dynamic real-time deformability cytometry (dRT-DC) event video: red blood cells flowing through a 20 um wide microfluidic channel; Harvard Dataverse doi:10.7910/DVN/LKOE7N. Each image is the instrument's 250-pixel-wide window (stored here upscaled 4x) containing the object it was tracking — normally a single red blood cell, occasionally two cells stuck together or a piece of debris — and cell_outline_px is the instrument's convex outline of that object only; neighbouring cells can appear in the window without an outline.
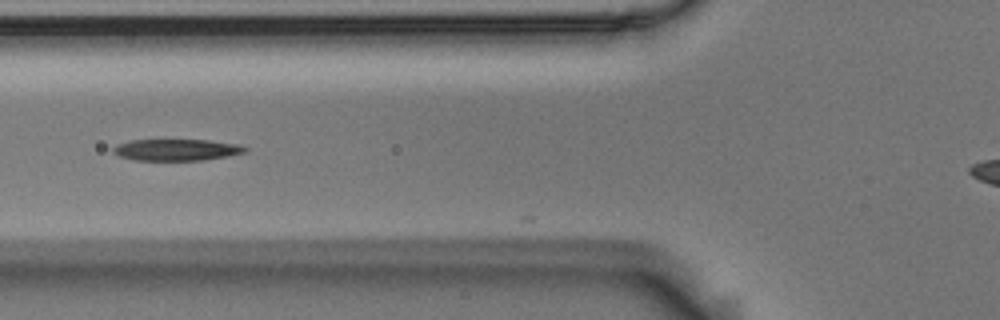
{"species": "Egyptian fruit bat (a non-hibernating species)", "species_latin": "Rousettus aegyptiacus", "temperature_condition": "room temperature", "stored_images_in_passage": 41, "camera_frame_rate_fps": 3000, "um_per_image_px": 0.085, "animal": {"sex": "male"}, "frame": {"image": 1, "passage_image": 12, "time_ms": 3.667, "image_size_px": [1000, 320], "cell_outline_px": [[248, 148], [244, 152], [228, 156], [200, 160], [136, 160], [120, 156], [112, 152], [112, 148], [116, 144], [128, 140], [208, 140], [240, 144]], "centroid_in_image_um": [14.98, 12.72], "position_along_channel_um": 110.8, "area_um2": 16.53}}
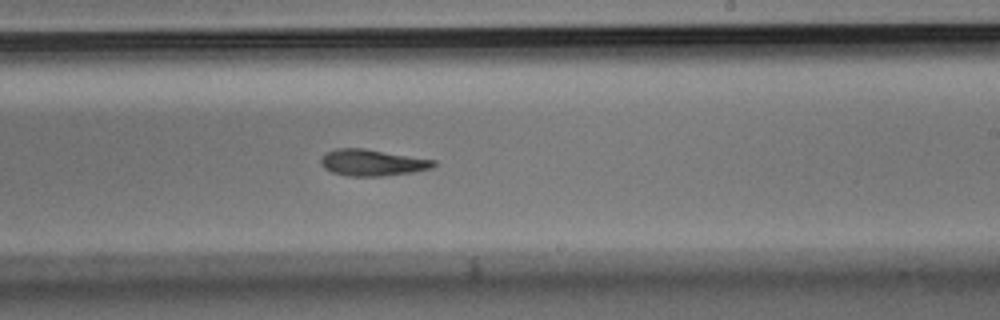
{"frame": {"image": 2, "passage_image": 24, "time_ms": 7.667, "image_size_px": [1000, 320], "cell_outline_px": [[436, 164], [432, 168], [412, 172], [384, 176], [348, 176], [332, 172], [324, 168], [320, 164], [320, 160], [328, 152], [336, 148], [364, 148], [436, 160]], "centroid_in_image_um": [31.65, 13.82], "position_along_channel_um": 257.3, "area_um2": 17.34}}
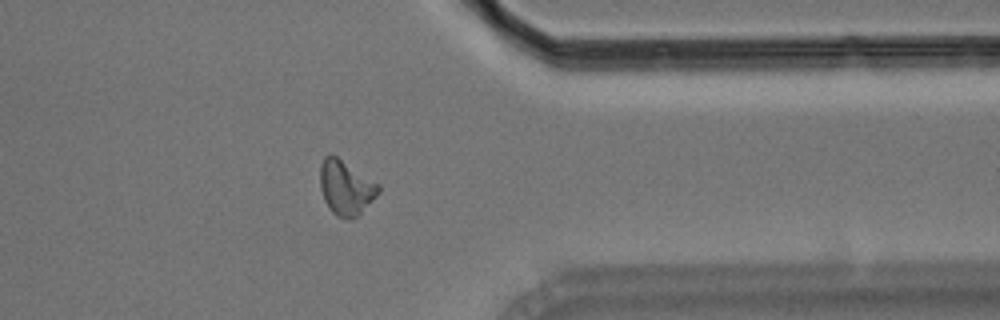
{"frame": {"image": 3, "passage_image": 35, "time_ms": 11.333, "image_size_px": [1000, 320], "cell_outline_px": [[380, 192], [352, 220], [348, 220], [336, 216], [328, 208], [324, 200], [320, 188], [320, 164], [324, 156], [336, 156], [380, 184]], "centroid_in_image_um": [29.38, 15.97], "position_along_channel_um": 382.0, "area_um2": 18.5}}